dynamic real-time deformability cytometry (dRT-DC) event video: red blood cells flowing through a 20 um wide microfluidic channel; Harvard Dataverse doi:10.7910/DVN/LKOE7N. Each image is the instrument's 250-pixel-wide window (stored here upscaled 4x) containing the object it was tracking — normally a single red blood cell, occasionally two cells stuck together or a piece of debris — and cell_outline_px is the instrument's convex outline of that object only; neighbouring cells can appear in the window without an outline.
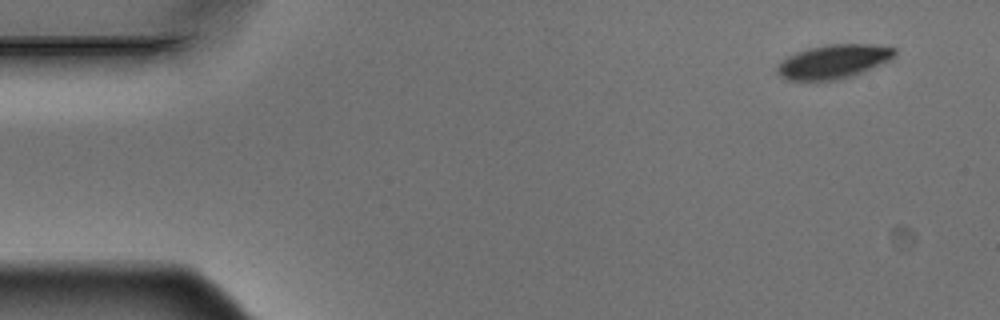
{"species": "Egyptian fruit bat (a non-hibernating species)", "species_latin": "Rousettus aegyptiacus", "temperature_condition": "warm", "stored_images_in_passage": 4, "camera_frame_rate_fps": 3000, "um_per_image_px": 0.085, "animal": {"sex": "male"}, "frame": {"image": 1, "passage_image": 1, "time_ms": 0.0, "image_size_px": [1000, 320], "cell_outline_px": [[896, 52], [888, 60], [852, 76], [840, 80], [788, 80], [780, 76], [776, 72], [776, 68], [788, 56], [796, 52], [808, 48], [828, 44], [872, 44], [896, 48]], "centroid_in_image_um": [70.82, 5.23], "position_along_channel_um": 14.2, "area_um2": 22.95}}
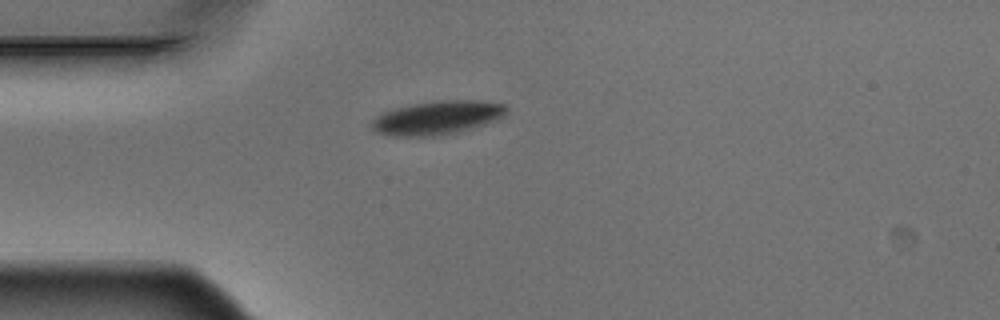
{"frame": {"image": 2, "passage_image": 4, "time_ms": 1.0, "image_size_px": [1000, 320], "cell_outline_px": [[508, 108], [504, 116], [496, 120], [484, 124], [452, 132], [424, 136], [396, 136], [376, 132], [372, 128], [372, 120], [376, 116], [384, 112], [396, 108], [412, 104], [436, 100], [484, 100], [504, 104]], "centroid_in_image_um": [37.18, 9.97], "position_along_channel_um": 47.8, "area_um2": 26.01}}